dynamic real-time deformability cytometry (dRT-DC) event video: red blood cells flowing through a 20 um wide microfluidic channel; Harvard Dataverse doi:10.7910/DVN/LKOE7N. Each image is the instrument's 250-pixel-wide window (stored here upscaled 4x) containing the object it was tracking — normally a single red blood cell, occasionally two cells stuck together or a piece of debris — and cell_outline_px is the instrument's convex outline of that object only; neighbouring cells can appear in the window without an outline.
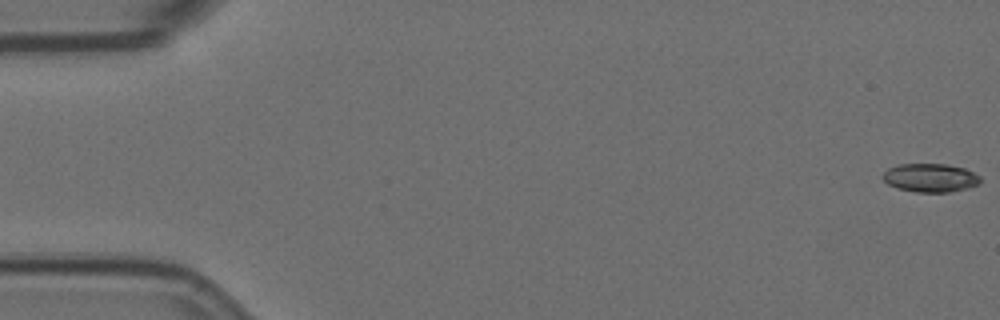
{"species": "Egyptian fruit bat (a non-hibernating species)", "species_latin": "Rousettus aegyptiacus", "temperature_condition": "room temperature", "stored_images_in_passage": 18, "camera_frame_rate_fps": 3000, "um_per_image_px": 0.085, "animal": {"sex": "female"}, "frame": {"image": 1, "passage_image": 1, "time_ms": 0.0, "image_size_px": [1000, 320], "cell_outline_px": [[980, 184], [968, 188], [948, 192], [916, 192], [896, 188], [888, 184], [880, 176], [888, 168], [900, 164], [948, 164], [964, 168], [980, 176]], "centroid_in_image_um": [79.06, 15.11], "position_along_channel_um": 5.9, "area_um2": 16.3}}
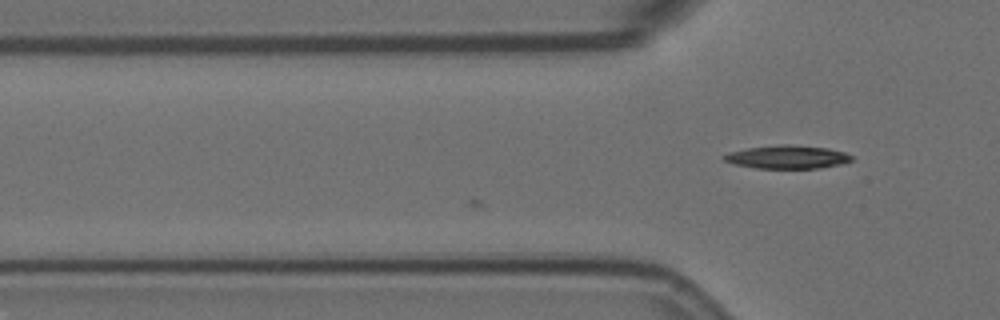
{"frame": {"image": 2, "passage_image": 18, "time_ms": 5.667, "image_size_px": [1000, 320], "cell_outline_px": [[852, 160], [844, 164], [820, 168], [756, 168], [732, 164], [724, 160], [720, 156], [728, 152], [748, 148], [780, 144], [788, 144], [828, 148], [844, 152], [852, 156]], "centroid_in_image_um": [66.9, 13.34], "position_along_channel_um": 58.9, "area_um2": 17.46}}